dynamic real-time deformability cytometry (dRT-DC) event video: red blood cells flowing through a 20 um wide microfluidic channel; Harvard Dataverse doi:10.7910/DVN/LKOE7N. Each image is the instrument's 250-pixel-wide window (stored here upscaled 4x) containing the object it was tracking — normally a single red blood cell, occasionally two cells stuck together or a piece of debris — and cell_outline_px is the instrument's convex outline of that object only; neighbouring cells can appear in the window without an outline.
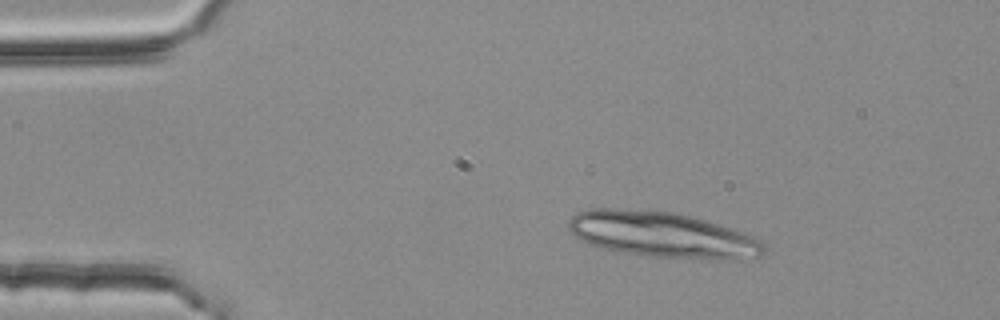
{"species": "common noctule bat (a hibernating species)", "species_latin": "Nyctalus noctula", "temperature_condition": "room temperature", "stored_images_in_passage": 2, "camera_frame_rate_fps": 3000, "um_per_image_px": 0.085, "animal": {"sex": "female", "body_mass_g": 25.1}, "frame": {"image": 1, "passage_image": 1, "time_ms": 0.0, "image_size_px": [1000, 320], "cell_outline_px": [[768, 248], [764, 256], [740, 260], [720, 260], [652, 256], [616, 252], [600, 248], [576, 236], [568, 228], [568, 220], [576, 212], [592, 208], [612, 208], [676, 212], [704, 220], [764, 240]], "centroid_in_image_um": [56.36, 19.97], "position_along_channel_um": 28.6, "area_um2": 52.31}}